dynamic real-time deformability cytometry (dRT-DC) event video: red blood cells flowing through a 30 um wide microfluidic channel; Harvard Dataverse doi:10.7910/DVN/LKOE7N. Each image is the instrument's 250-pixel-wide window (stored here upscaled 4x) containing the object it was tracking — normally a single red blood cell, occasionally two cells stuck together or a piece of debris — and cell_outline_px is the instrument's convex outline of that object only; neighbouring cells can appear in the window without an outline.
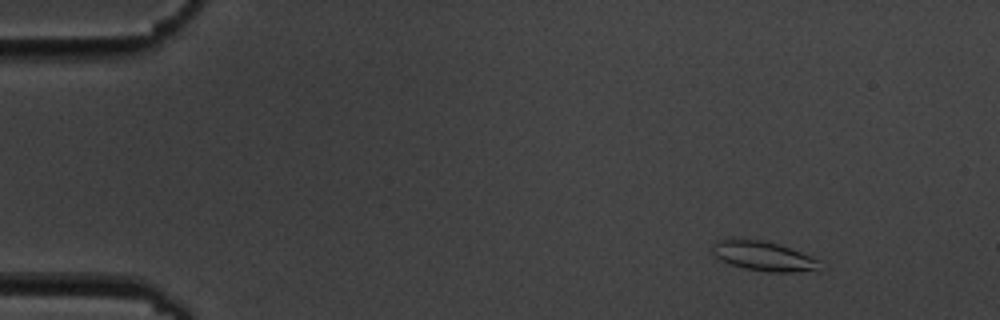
{"species": "common noctule bat (a hibernating species)", "species_latin": "Nyctalus noctula", "temperature_condition": "cold", "stored_images_in_passage": 5, "camera_frame_rate_fps": 3000, "um_per_image_px": 0.085, "animal": {"sex": "male", "body_mass_g": 19.5, "forearm_length_mm": 54.6}, "frame": {"image": 1, "passage_image": 1, "time_ms": 0.0, "image_size_px": [1000, 320], "cell_outline_px": [[820, 264], [816, 268], [792, 272], [768, 272], [744, 268], [728, 264], [720, 260], [712, 252], [712, 244], [716, 240], [728, 236], [732, 236], [760, 240], [780, 244], [820, 260]], "centroid_in_image_um": [64.75, 21.71], "position_along_channel_um": 20.3, "area_um2": 18.79}}
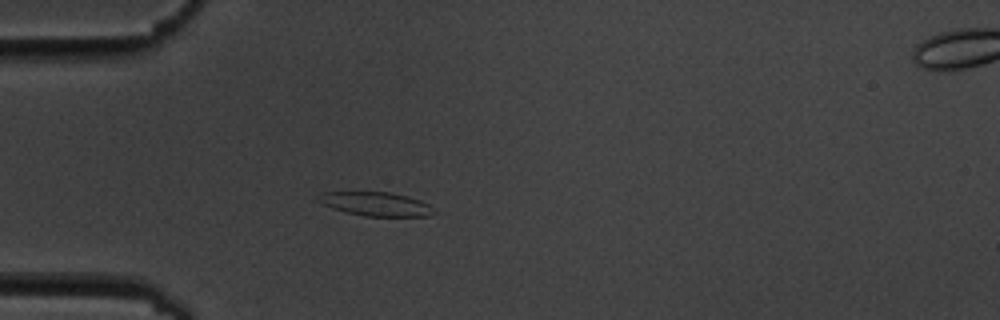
{"frame": {"image": 2, "passage_image": 4, "time_ms": 3.333, "image_size_px": [1000, 320], "cell_outline_px": [[436, 212], [428, 216], [364, 216], [332, 208], [316, 200], [316, 196], [324, 192], [388, 192], [408, 196], [420, 200], [428, 204]], "centroid_in_image_um": [31.94, 17.33], "position_along_channel_um": 53.1, "area_um2": 15.95}}